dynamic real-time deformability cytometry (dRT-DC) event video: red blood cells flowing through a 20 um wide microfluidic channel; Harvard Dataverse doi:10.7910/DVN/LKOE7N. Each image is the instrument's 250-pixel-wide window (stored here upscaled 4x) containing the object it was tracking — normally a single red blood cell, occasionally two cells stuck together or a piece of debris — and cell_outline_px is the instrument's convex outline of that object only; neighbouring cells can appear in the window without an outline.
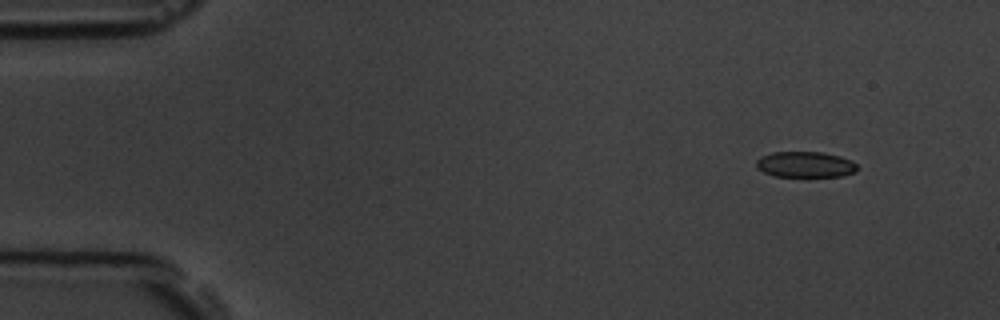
{"species": "common noctule bat (a hibernating species)", "species_latin": "Nyctalus noctula", "temperature_condition": "room temperature", "stored_images_in_passage": 5, "camera_frame_rate_fps": 3000, "um_per_image_px": 0.085, "animal": {"sex": "male", "body_mass_g": 19.5, "forearm_length_mm": 54.6}, "frame": {"image": 1, "passage_image": 1, "time_ms": 0.0, "image_size_px": [1000, 320], "cell_outline_px": [[856, 172], [844, 176], [776, 176], [764, 172], [756, 168], [756, 160], [760, 156], [772, 152], [824, 152], [840, 156], [852, 160], [856, 164]], "centroid_in_image_um": [68.45, 13.97], "position_along_channel_um": 16.6, "area_um2": 15.26}}
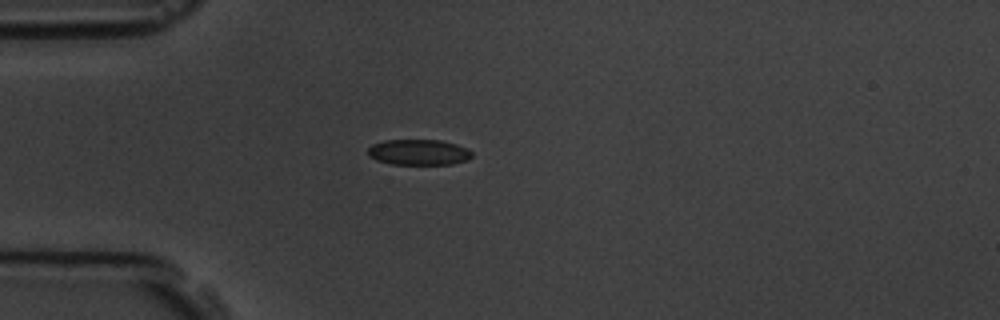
{"frame": {"image": 2, "passage_image": 4, "time_ms": 3.333, "image_size_px": [1000, 320], "cell_outline_px": [[472, 156], [468, 160], [452, 164], [392, 164], [376, 160], [368, 156], [368, 148], [372, 144], [384, 140], [440, 140], [456, 144], [468, 148], [472, 152]], "centroid_in_image_um": [35.59, 12.94], "position_along_channel_um": 49.4, "area_um2": 15.66}}